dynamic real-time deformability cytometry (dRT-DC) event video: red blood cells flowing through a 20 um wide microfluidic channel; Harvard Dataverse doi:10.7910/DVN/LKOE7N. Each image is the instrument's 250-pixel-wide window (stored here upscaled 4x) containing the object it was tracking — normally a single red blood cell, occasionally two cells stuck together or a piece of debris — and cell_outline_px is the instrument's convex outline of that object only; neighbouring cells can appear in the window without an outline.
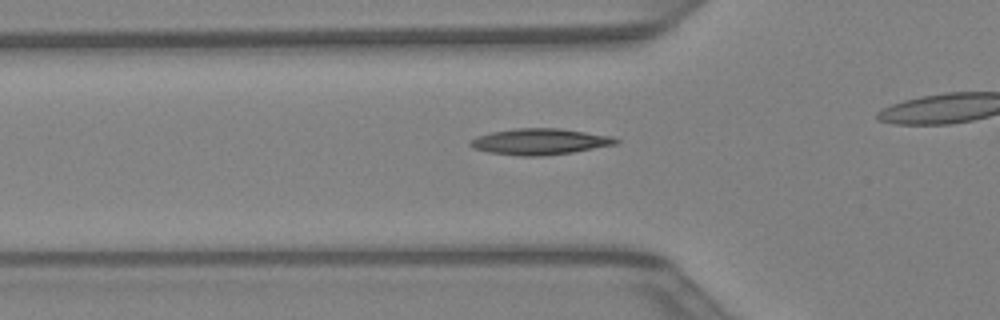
{"species": "Egyptian fruit bat (a non-hibernating species)", "species_latin": "Rousettus aegyptiacus", "temperature_condition": "warm", "stored_images_in_passage": 29, "camera_frame_rate_fps": 3000, "um_per_image_px": 0.085, "animal": {"sex": "female"}, "frame": {"image": 1, "passage_image": 9, "time_ms": 2.667, "image_size_px": [1000, 320], "cell_outline_px": [[620, 140], [616, 144], [572, 152], [544, 156], [520, 156], [488, 152], [476, 148], [468, 144], [472, 140], [480, 136], [492, 132], [516, 128], [560, 128], [612, 136]], "centroid_in_image_um": [45.92, 12.04], "position_along_channel_um": 79.9, "area_um2": 21.91}}
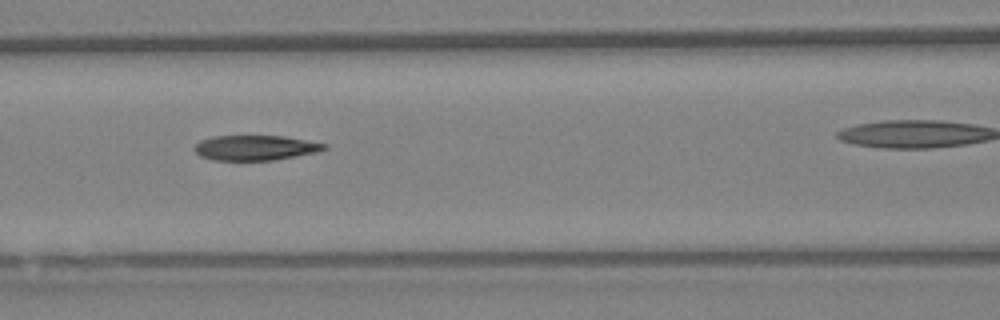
{"frame": {"image": 2, "passage_image": 13, "time_ms": 4.0, "image_size_px": [1000, 320], "cell_outline_px": [[328, 148], [316, 152], [272, 160], [216, 160], [200, 156], [192, 148], [200, 140], [212, 136], [284, 136], [328, 144]], "centroid_in_image_um": [21.68, 12.55], "position_along_channel_um": 144.9, "area_um2": 18.84}}